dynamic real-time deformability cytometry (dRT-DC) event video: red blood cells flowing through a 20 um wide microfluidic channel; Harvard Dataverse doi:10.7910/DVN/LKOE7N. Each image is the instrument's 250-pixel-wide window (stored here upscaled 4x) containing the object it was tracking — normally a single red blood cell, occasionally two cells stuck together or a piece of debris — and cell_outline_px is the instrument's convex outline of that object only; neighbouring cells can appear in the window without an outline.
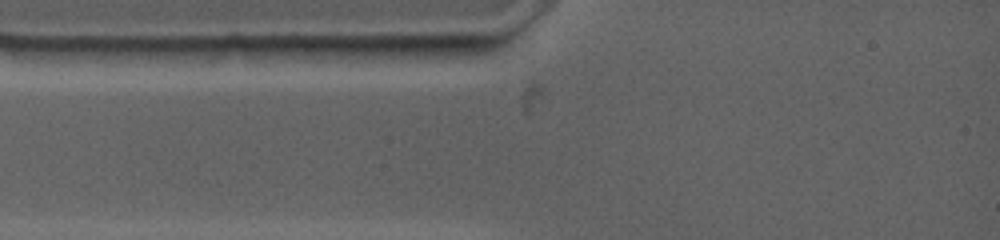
{"species": "common noctule bat (a hibernating species)", "species_latin": "Nyctalus noctula", "temperature_condition": "warm", "stored_images_in_passage": 2, "camera_frame_rate_fps": 4500, "um_per_image_px": 0.085, "animal": {"sex": "female", "body_mass_g": 19.0, "forearm_length_mm": 53.3}, "frame": {"image": 1, "passage_image": 1, "time_ms": 0.0, "image_size_px": [1000, 240], "cell_outline_px": [[448, 44], [440, 48], [392, 56], [304, 60], [296, 48], [300, 44]], "centroid_in_image_um": [30.58, 4.28], "position_along_channel_um": 54.4, "area_um2": 12.31}}